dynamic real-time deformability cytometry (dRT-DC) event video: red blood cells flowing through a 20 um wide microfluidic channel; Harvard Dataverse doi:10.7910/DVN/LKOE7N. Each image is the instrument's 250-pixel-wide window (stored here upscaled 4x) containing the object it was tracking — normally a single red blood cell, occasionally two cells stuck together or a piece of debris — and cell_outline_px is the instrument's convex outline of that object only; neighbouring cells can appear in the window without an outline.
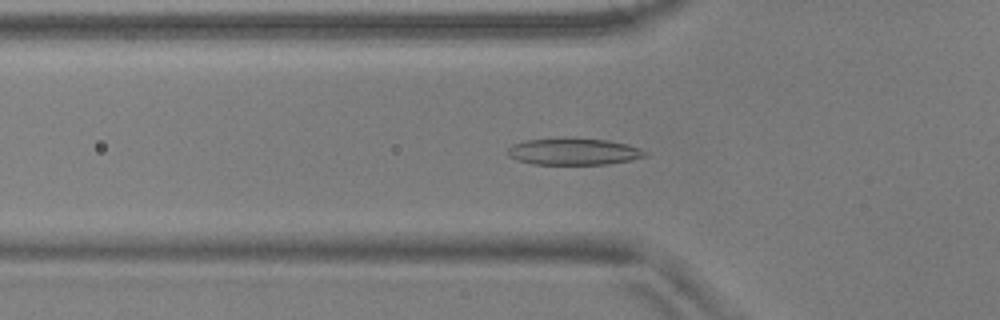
{"species": "common noctule bat (a hibernating species)", "species_latin": "Nyctalus noctula", "temperature_condition": "warm", "stored_images_in_passage": 31, "camera_frame_rate_fps": 3000, "um_per_image_px": 0.085, "animal": {"sex": "male", "body_mass_g": 17.9, "forearm_length_mm": 54.2}, "frame": {"image": 1, "passage_image": 10, "time_ms": 3.0, "image_size_px": [1000, 320], "cell_outline_px": [[648, 156], [632, 160], [608, 164], [532, 164], [508, 156], [504, 152], [512, 144], [524, 140], [572, 136], [608, 140], [628, 144], [640, 148], [648, 152]], "centroid_in_image_um": [48.77, 12.85], "position_along_channel_um": 77.0, "area_um2": 22.14}}
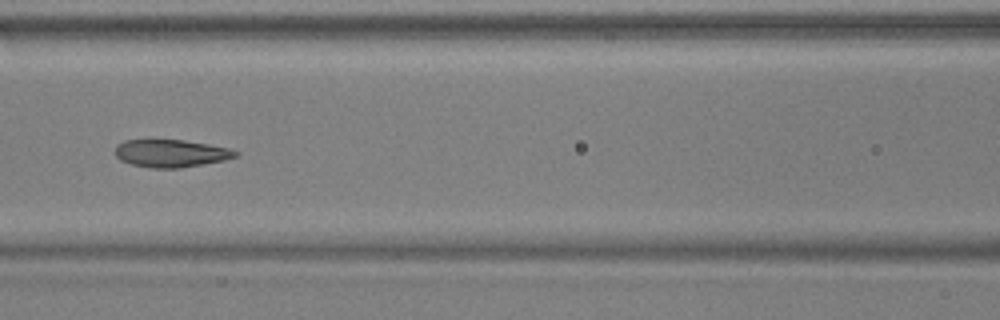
{"frame": {"image": 2, "passage_image": 16, "time_ms": 5.0, "image_size_px": [1000, 320], "cell_outline_px": [[240, 152], [236, 156], [224, 160], [204, 164], [180, 168], [152, 168], [132, 164], [120, 160], [116, 156], [116, 144], [124, 140], [184, 140], [208, 144], [228, 148]], "centroid_in_image_um": [14.53, 13.03], "position_along_channel_um": 152.1, "area_um2": 19.31}}
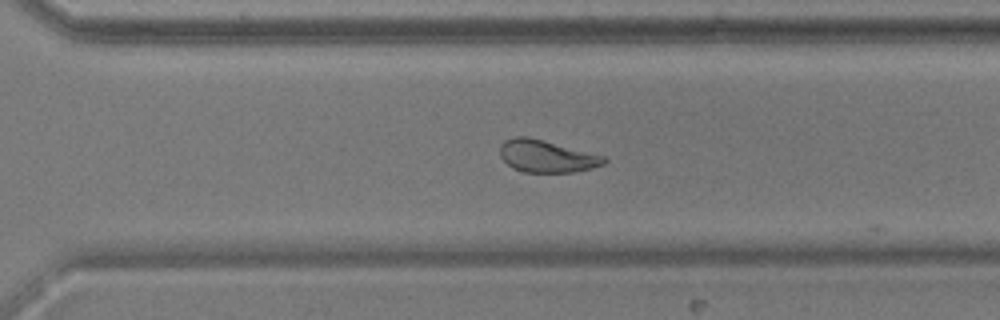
{"frame": {"image": 3, "passage_image": 30, "time_ms": 9.667, "image_size_px": [1000, 320], "cell_outline_px": [[608, 160], [604, 164], [592, 168], [572, 172], [524, 172], [512, 168], [500, 156], [500, 144], [504, 140], [516, 136], [528, 136], [604, 156]], "centroid_in_image_um": [46.44, 13.27], "position_along_channel_um": 324.2, "area_um2": 19.48}}